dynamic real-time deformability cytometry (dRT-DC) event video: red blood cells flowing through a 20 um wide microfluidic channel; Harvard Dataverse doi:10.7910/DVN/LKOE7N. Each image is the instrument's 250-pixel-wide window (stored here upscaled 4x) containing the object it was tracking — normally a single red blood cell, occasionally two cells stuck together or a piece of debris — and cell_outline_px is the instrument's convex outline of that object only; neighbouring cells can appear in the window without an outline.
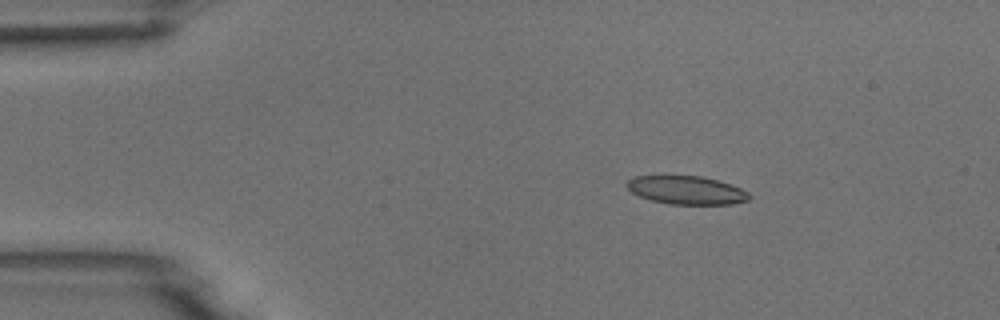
{"species": "common noctule bat (a hibernating species)", "species_latin": "Nyctalus noctula", "temperature_condition": "room temperature", "stored_images_in_passage": 3, "camera_frame_rate_fps": 3000, "um_per_image_px": 0.085, "animal": {"sex": "male", "body_mass_g": 18.8}, "frame": {"image": 1, "passage_image": 2, "time_ms": 1.333, "image_size_px": [1000, 320], "cell_outline_px": [[752, 196], [748, 200], [732, 204], [668, 204], [652, 200], [640, 196], [632, 192], [624, 184], [632, 176], [704, 176], [732, 184], [748, 192]], "centroid_in_image_um": [58.36, 16.16], "position_along_channel_um": 26.6, "area_um2": 20.29}}